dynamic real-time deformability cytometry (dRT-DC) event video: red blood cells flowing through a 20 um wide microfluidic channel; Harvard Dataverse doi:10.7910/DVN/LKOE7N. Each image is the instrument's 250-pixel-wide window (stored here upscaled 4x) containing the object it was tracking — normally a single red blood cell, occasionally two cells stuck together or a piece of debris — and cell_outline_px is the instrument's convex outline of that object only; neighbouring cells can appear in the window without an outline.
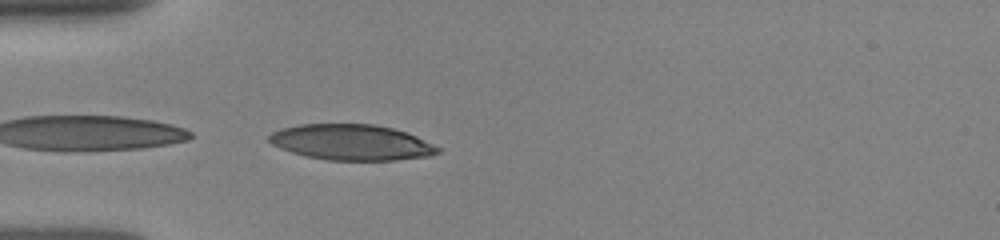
{"species": "human", "species_latin": "Homo sapiens", "temperature_condition": "room temperature", "stored_images_in_passage": 38, "camera_frame_rate_fps": 3000, "um_per_image_px": 0.085, "donor": {"sex": "female"}, "frame": {"image": 1, "passage_image": 2, "time_ms": 0.333, "image_size_px": [1000, 240], "cell_outline_px": [[440, 152], [428, 156], [396, 160], [328, 160], [308, 156], [292, 152], [280, 148], [272, 144], [268, 140], [268, 136], [272, 132], [280, 128], [300, 124], [372, 124], [392, 128], [416, 136], [440, 148]], "centroid_in_image_um": [29.84, 12.09], "position_along_channel_um": 55.2, "area_um2": 34.85}}
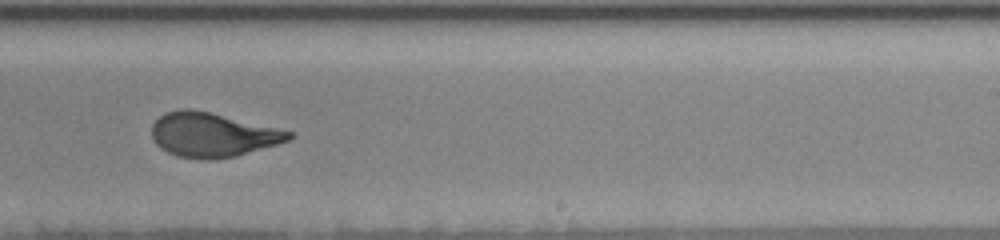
{"frame": {"image": 2, "passage_image": 19, "time_ms": 6.0, "image_size_px": [1000, 240], "cell_outline_px": [[292, 136], [288, 140], [276, 144], [236, 156], [208, 160], [176, 156], [160, 148], [156, 144], [152, 136], [152, 124], [164, 112], [180, 108], [192, 108], [292, 132]], "centroid_in_image_um": [17.98, 11.45], "position_along_channel_um": 271.0, "area_um2": 34.97}}
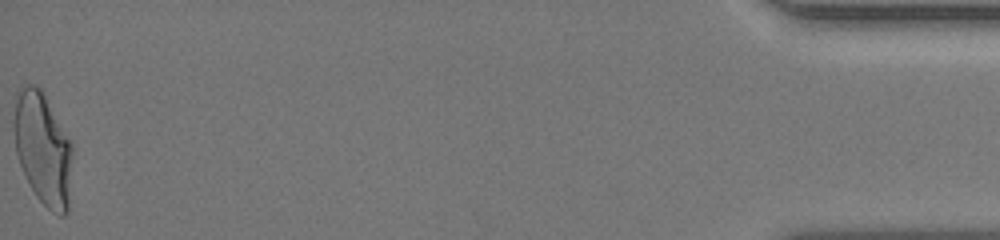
{"frame": {"image": 3, "passage_image": 38, "time_ms": 12.333, "image_size_px": [1000, 240], "cell_outline_px": [[72, 152], [68, 208], [64, 216], [60, 216], [52, 212], [36, 196], [20, 164], [16, 152], [12, 128], [12, 120], [16, 92], [24, 84], [32, 84], [40, 88], [44, 92], [72, 144]], "centroid_in_image_um": [3.61, 12.58], "position_along_channel_um": 431.6, "area_um2": 38.49}, "authors_computed_cell_mechanics": {"area_um2": 35.8649, "velocity_mm_per_s": 3.9544, "shape_relaxation_time_tau1_ms": 4.4239, "shape_relaxation_time_tau2_ms": null, "deformation_change_tau1": 0.2023, "deformation_change_tau2": null}}